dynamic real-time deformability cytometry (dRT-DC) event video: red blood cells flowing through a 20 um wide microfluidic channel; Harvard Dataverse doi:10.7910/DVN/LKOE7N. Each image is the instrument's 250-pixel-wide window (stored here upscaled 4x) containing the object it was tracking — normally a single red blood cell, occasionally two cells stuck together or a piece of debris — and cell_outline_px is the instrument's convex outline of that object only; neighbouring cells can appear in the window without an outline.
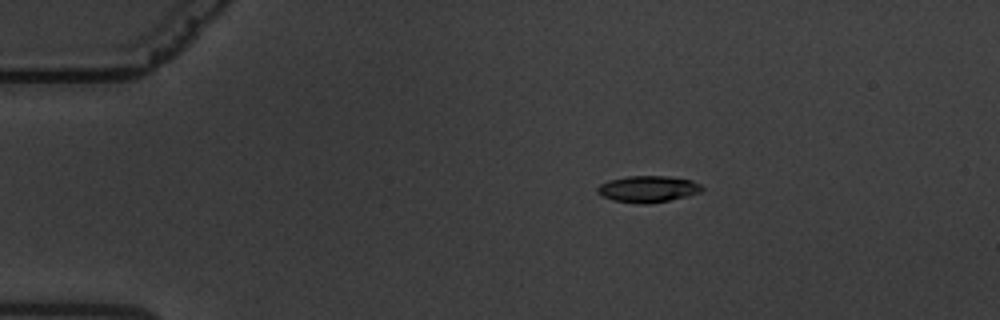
{"species": "common noctule bat (a hibernating species)", "species_latin": "Nyctalus noctula", "temperature_condition": "warm", "stored_images_in_passage": 51, "camera_frame_rate_fps": 3000, "um_per_image_px": 0.085, "animal": {"sex": "male", "body_mass_g": 19.5, "forearm_length_mm": 54.6}, "frame": {"image": 1, "passage_image": 2, "time_ms": 0.333, "image_size_px": [1000, 320], "cell_outline_px": [[704, 188], [700, 192], [688, 196], [648, 204], [640, 204], [612, 200], [596, 192], [596, 188], [600, 184], [608, 180], [628, 176], [668, 176], [692, 180], [700, 184]], "centroid_in_image_um": [55.07, 16.06], "position_along_channel_um": 29.9, "area_um2": 16.18}}
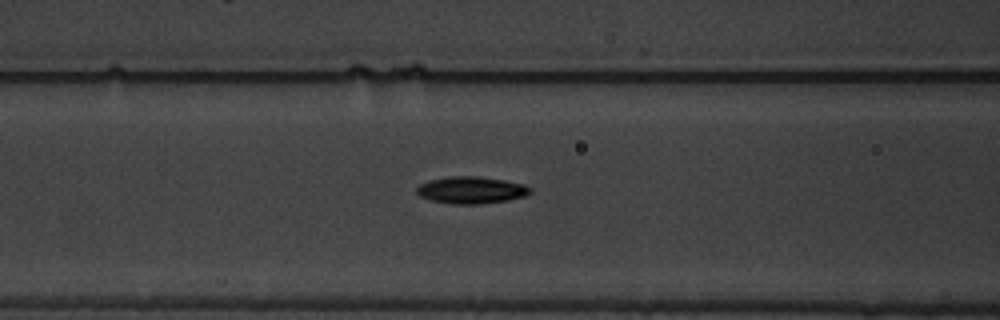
{"frame": {"image": 2, "passage_image": 16, "time_ms": 5.0, "image_size_px": [1000, 320], "cell_outline_px": [[532, 192], [524, 196], [508, 200], [476, 204], [452, 204], [432, 200], [420, 196], [416, 192], [416, 188], [420, 184], [432, 180], [448, 176], [476, 176], [504, 180], [524, 184], [532, 188]], "centroid_in_image_um": [40.07, 16.15], "position_along_channel_um": 126.5, "area_um2": 17.74}}
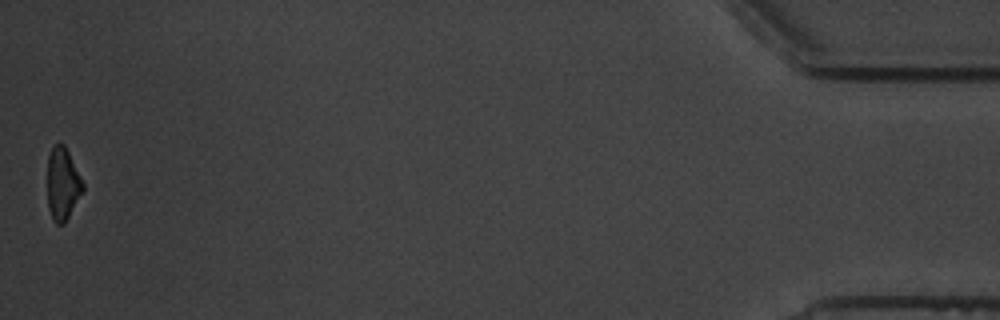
{"frame": {"image": 3, "passage_image": 51, "time_ms": 16.667, "image_size_px": [1000, 320], "cell_outline_px": [[84, 188], [64, 224], [56, 224], [52, 220], [48, 208], [48, 156], [52, 148], [56, 144], [64, 144], [84, 184]], "centroid_in_image_um": [5.31, 15.65], "position_along_channel_um": 429.9, "area_um2": 14.68}, "authors_computed_cell_mechanics": {"area_um2": 16.762, "velocity_mm_per_s": 3.3767, "shape_relaxation_time_tau1_ms": 2.739, "shape_relaxation_time_tau2_ms": 8.1789, "deformation_change_tau1": 0.1324, "deformation_change_tau2": 0.1435}}